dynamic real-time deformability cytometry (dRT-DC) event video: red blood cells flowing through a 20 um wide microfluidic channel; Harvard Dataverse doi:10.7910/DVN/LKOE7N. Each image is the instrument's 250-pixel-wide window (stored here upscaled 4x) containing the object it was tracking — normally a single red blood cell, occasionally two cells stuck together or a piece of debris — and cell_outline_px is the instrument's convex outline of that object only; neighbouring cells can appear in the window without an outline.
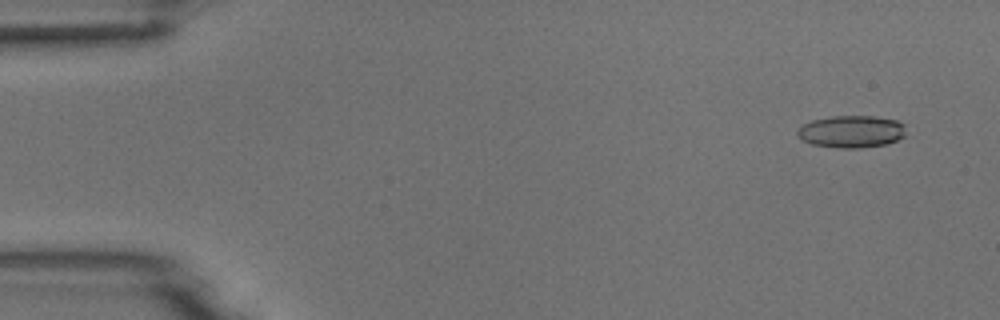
{"species": "common noctule bat (a hibernating species)", "species_latin": "Nyctalus noctula", "temperature_condition": "room temperature", "stored_images_in_passage": 53, "camera_frame_rate_fps": 3000, "um_per_image_px": 0.085, "animal": {"sex": "male", "body_mass_g": 18.8}, "frame": {"image": 1, "passage_image": 4, "time_ms": 1.0, "image_size_px": [1000, 320], "cell_outline_px": [[904, 136], [888, 144], [860, 148], [840, 148], [812, 144], [796, 136], [796, 128], [812, 120], [832, 116], [872, 116], [896, 120], [904, 124]], "centroid_in_image_um": [72.34, 11.18], "position_along_channel_um": 12.7, "area_um2": 20.4}}
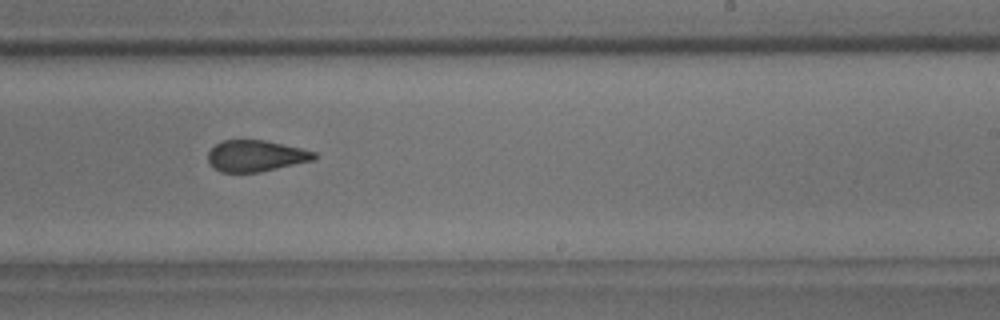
{"frame": {"image": 2, "passage_image": 33, "time_ms": 10.667, "image_size_px": [1000, 320], "cell_outline_px": [[316, 156], [312, 160], [260, 172], [220, 172], [208, 160], [208, 152], [220, 140], [264, 140], [300, 148], [316, 152]], "centroid_in_image_um": [21.72, 13.24], "position_along_channel_um": 267.3, "area_um2": 19.07}}
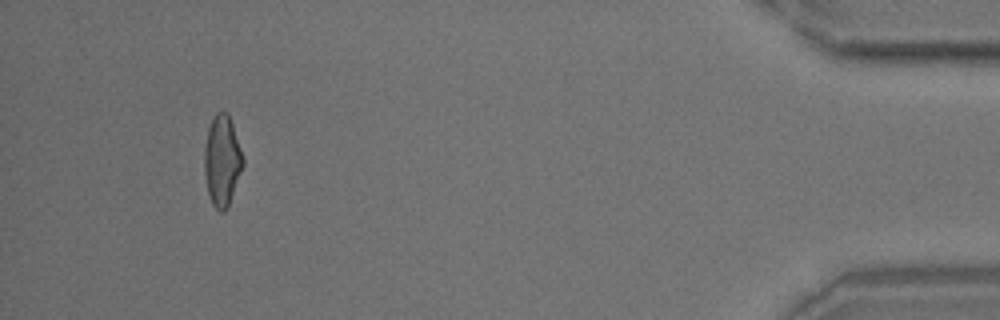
{"frame": {"image": 3, "passage_image": 50, "time_ms": 16.333, "image_size_px": [1000, 320], "cell_outline_px": [[244, 164], [228, 208], [224, 212], [220, 212], [212, 204], [208, 192], [204, 172], [204, 148], [208, 128], [216, 112], [228, 112], [244, 160]], "centroid_in_image_um": [18.87, 13.68], "position_along_channel_um": 416.3, "area_um2": 20.35}}